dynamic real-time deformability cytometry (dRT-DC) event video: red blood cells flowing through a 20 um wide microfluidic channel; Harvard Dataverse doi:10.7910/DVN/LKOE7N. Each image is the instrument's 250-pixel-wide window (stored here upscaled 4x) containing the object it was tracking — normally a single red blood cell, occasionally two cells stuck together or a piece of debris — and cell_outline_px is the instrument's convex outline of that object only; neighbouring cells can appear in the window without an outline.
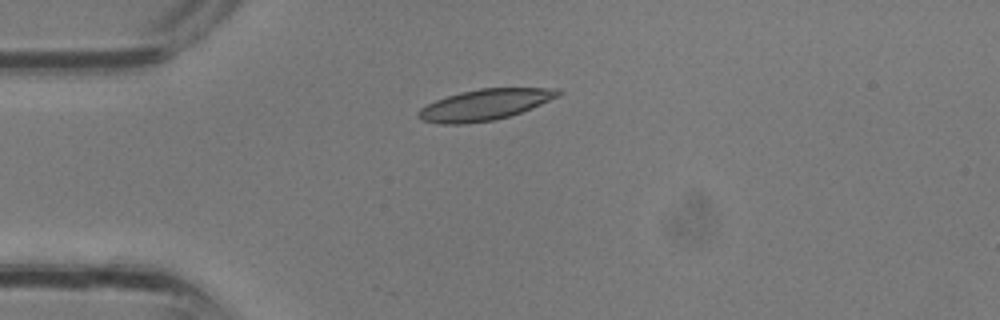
{"species": "common noctule bat (a hibernating species)", "species_latin": "Nyctalus noctula", "temperature_condition": "room temperature", "stored_images_in_passage": 3, "camera_frame_rate_fps": 3000, "um_per_image_px": 0.085, "animal": {"sex": "male", "body_mass_g": 13.3}, "frame": {"image": 1, "passage_image": 3, "time_ms": 0.667, "image_size_px": [1000, 320], "cell_outline_px": [[564, 92], [560, 96], [532, 108], [496, 120], [464, 124], [440, 124], [420, 120], [416, 116], [416, 112], [420, 108], [436, 100], [460, 92], [480, 88], [556, 88]], "centroid_in_image_um": [41.2, 8.9], "position_along_channel_um": 43.8, "area_um2": 25.37}}